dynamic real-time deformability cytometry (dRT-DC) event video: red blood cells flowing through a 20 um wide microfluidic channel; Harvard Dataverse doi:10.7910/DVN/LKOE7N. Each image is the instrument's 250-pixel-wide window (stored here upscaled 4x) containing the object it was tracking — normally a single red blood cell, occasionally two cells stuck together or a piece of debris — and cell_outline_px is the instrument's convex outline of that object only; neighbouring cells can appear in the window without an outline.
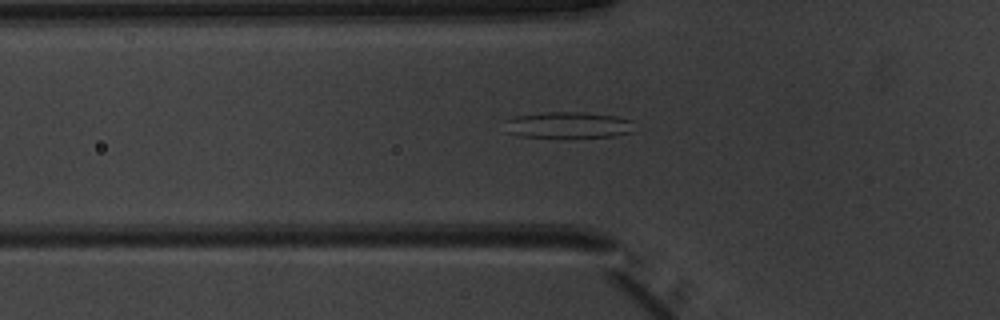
{"species": "common noctule bat (a hibernating species)", "species_latin": "Nyctalus noctula", "temperature_condition": "warm", "stored_images_in_passage": 41, "camera_frame_rate_fps": 3000, "um_per_image_px": 0.085, "animal": {"sex": "male", "body_mass_g": 20.1, "forearm_length_mm": 53.5}, "frame": {"image": 1, "passage_image": 8, "time_ms": 2.333, "image_size_px": [1000, 320], "cell_outline_px": [[636, 132], [612, 136], [568, 140], [520, 136], [504, 132], [500, 120], [512, 116], [544, 112], [584, 112], [616, 116], [632, 120]], "centroid_in_image_um": [48.2, 10.67], "position_along_channel_um": 77.6, "area_um2": 21.5}}
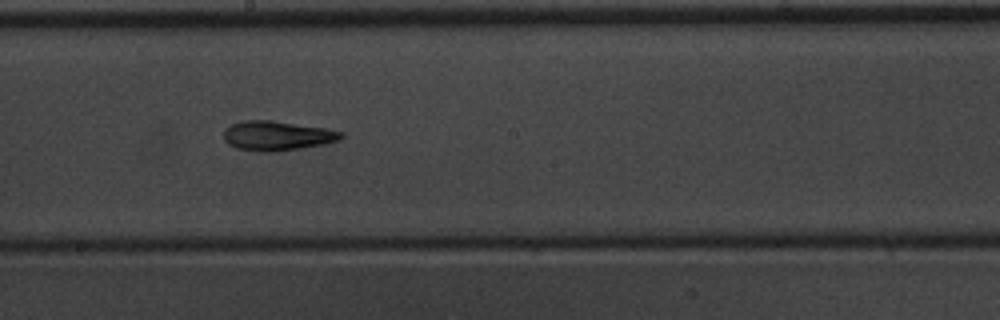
{"frame": {"image": 2, "passage_image": 19, "time_ms": 6.0, "image_size_px": [1000, 320], "cell_outline_px": [[344, 136], [340, 140], [324, 144], [276, 152], [260, 152], [236, 148], [228, 144], [224, 140], [224, 132], [232, 124], [240, 120], [272, 120], [324, 128], [344, 132]], "centroid_in_image_um": [23.56, 11.54], "position_along_channel_um": 224.6, "area_um2": 20.29}}
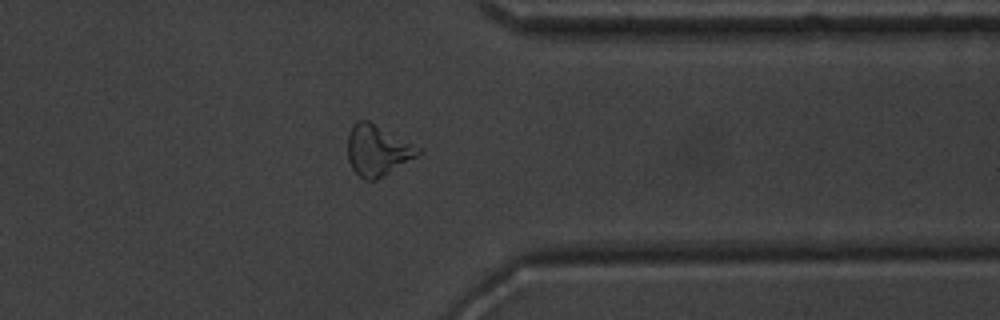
{"frame": {"image": 3, "passage_image": 31, "time_ms": 10.0, "image_size_px": [1000, 320], "cell_outline_px": [[420, 152], [416, 156], [384, 176], [376, 180], [364, 180], [352, 168], [348, 160], [348, 136], [352, 124], [356, 120], [368, 120], [420, 148]], "centroid_in_image_um": [32.04, 12.78], "position_along_channel_um": 379.4, "area_um2": 20.52}, "authors_computed_cell_mechanics": {"area_um2": 19.8254, "velocity_mm_per_s": 3.9847, "shape_relaxation_time_tau1_ms": null, "shape_relaxation_time_tau2_ms": 5.3042, "deformation_change_tau1": null, "deformation_change_tau2": 0.1791}}